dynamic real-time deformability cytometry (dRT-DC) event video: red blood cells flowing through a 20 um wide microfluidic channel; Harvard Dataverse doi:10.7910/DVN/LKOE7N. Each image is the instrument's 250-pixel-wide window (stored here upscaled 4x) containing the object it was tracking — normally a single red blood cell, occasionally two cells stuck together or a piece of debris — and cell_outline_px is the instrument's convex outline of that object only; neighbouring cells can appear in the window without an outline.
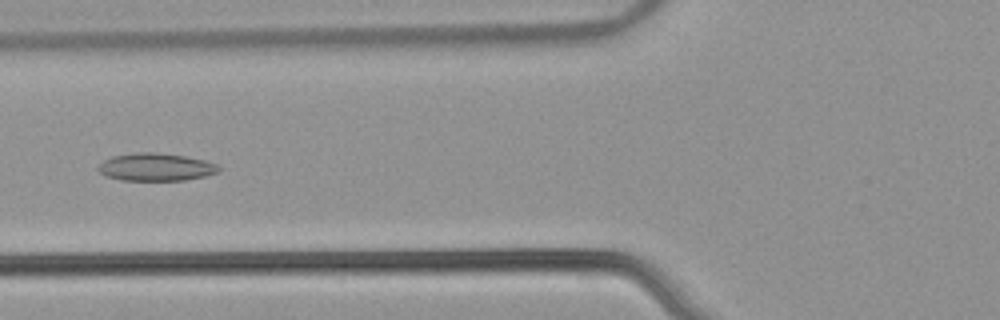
{"species": "common noctule bat (a hibernating species)", "species_latin": "Nyctalus noctula", "temperature_condition": "warm", "stored_images_in_passage": 54, "camera_frame_rate_fps": 3000, "um_per_image_px": 0.085, "animal": {"sex": "male", "body_mass_g": 21.5, "forearm_length_mm": 52.0}, "frame": {"image": 1, "passage_image": 22, "time_ms": 7.0, "image_size_px": [1000, 320], "cell_outline_px": [[220, 172], [204, 176], [184, 180], [120, 180], [104, 176], [96, 168], [104, 160], [112, 156], [136, 152], [156, 152], [184, 156], [204, 160], [216, 164], [220, 168]], "centroid_in_image_um": [13.22, 14.2], "position_along_channel_um": 112.6, "area_um2": 19.48}}
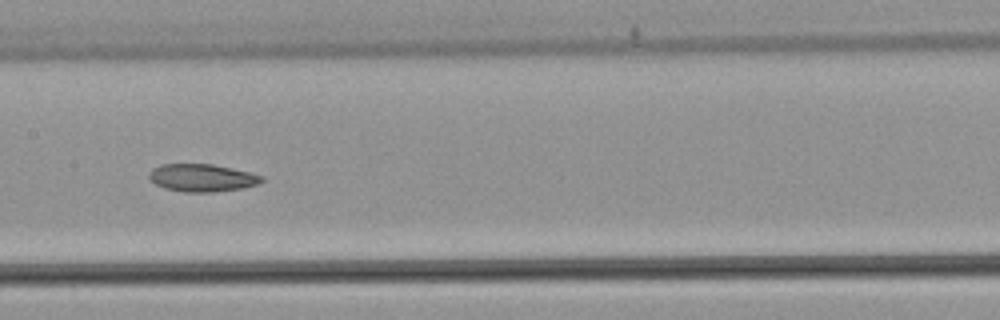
{"frame": {"image": 2, "passage_image": 28, "time_ms": 9.0, "image_size_px": [1000, 320], "cell_outline_px": [[264, 180], [260, 184], [244, 188], [212, 192], [184, 192], [164, 188], [148, 180], [148, 172], [152, 168], [160, 164], [212, 164], [232, 168], [264, 176]], "centroid_in_image_um": [17.16, 15.11], "position_along_channel_um": 190.2, "area_um2": 18.38}}
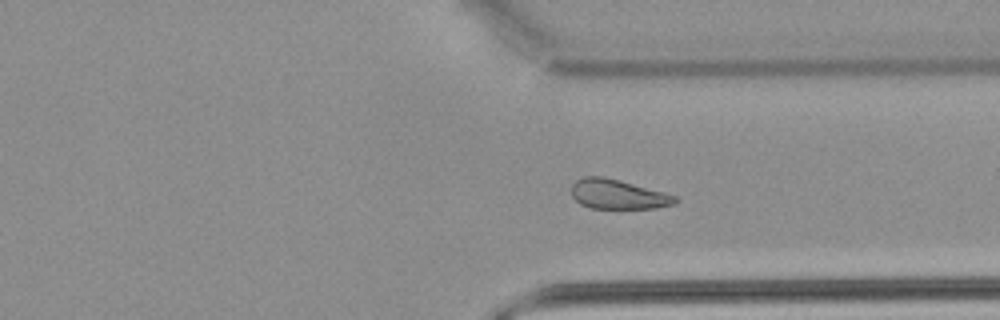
{"frame": {"image": 3, "passage_image": 41, "time_ms": 13.333, "image_size_px": [1000, 320], "cell_outline_px": [[680, 200], [676, 204], [656, 208], [588, 208], [580, 204], [572, 196], [572, 184], [576, 180], [584, 176], [604, 176], [620, 180], [680, 196]], "centroid_in_image_um": [52.58, 16.51], "position_along_channel_um": 358.8, "area_um2": 18.21}}